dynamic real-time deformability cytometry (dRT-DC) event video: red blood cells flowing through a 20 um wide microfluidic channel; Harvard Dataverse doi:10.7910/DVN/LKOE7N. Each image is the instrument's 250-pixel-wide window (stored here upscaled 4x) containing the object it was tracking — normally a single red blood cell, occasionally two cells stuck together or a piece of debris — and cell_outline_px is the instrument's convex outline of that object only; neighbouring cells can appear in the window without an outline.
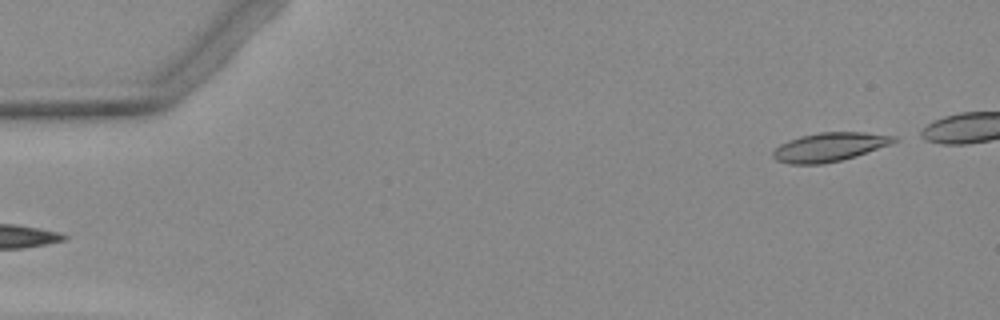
{"species": "Egyptian fruit bat (a non-hibernating species)", "species_latin": "Rousettus aegyptiacus", "temperature_condition": "warm", "stored_images_in_passage": 2, "camera_frame_rate_fps": 3000, "um_per_image_px": 0.085, "animal": {"sex": "female"}, "frame": {"image": 1, "passage_image": 2, "time_ms": 1.333, "image_size_px": [1000, 320], "cell_outline_px": [[900, 140], [892, 144], [856, 156], [824, 164], [788, 164], [776, 160], [772, 156], [772, 152], [780, 144], [788, 140], [800, 136], [820, 132], [864, 132], [896, 136]], "centroid_in_image_um": [70.52, 12.49], "position_along_channel_um": 14.5, "area_um2": 20.46}}